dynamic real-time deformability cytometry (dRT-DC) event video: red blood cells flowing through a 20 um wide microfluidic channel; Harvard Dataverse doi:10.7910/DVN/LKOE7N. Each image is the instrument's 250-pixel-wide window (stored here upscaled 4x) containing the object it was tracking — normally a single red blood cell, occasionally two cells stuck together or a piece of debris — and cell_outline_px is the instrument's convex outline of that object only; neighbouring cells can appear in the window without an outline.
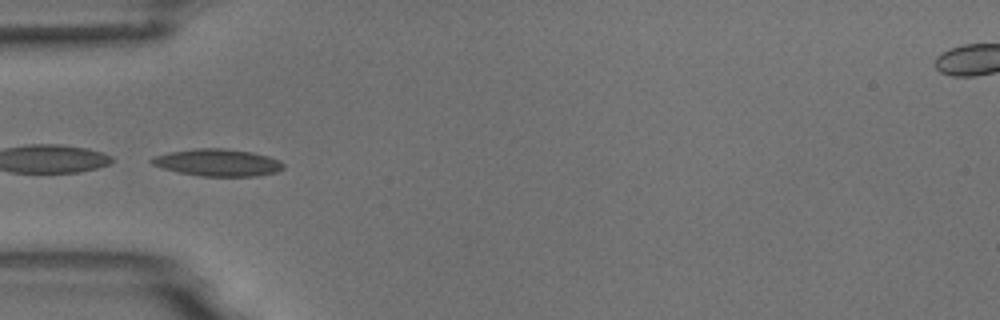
{"species": "common noctule bat (a hibernating species)", "species_latin": "Nyctalus noctula", "temperature_condition": "room temperature", "stored_images_in_passage": 33, "camera_frame_rate_fps": 3000, "um_per_image_px": 0.085, "animal": {"sex": "male", "body_mass_g": 18.8}, "frame": {"image": 1, "passage_image": 1, "time_ms": 0.0, "image_size_px": [1000, 320], "cell_outline_px": [[284, 168], [276, 172], [256, 176], [200, 176], [180, 172], [164, 168], [152, 164], [148, 160], [152, 156], [168, 152], [196, 148], [224, 148], [252, 152], [268, 156], [280, 160], [284, 164]], "centroid_in_image_um": [18.5, 13.81], "position_along_channel_um": 66.5, "area_um2": 20.87}, "authors_computed_cell_mechanics": {"area_um2": 18.8428, "velocity_mm_per_s": 3.6985, "shape_relaxation_time_tau1_ms": 6.5719, "shape_relaxation_time_tau2_ms": 4.1001, "deformation_change_tau1": 0.1621, "deformation_change_tau2": 0.1132}}